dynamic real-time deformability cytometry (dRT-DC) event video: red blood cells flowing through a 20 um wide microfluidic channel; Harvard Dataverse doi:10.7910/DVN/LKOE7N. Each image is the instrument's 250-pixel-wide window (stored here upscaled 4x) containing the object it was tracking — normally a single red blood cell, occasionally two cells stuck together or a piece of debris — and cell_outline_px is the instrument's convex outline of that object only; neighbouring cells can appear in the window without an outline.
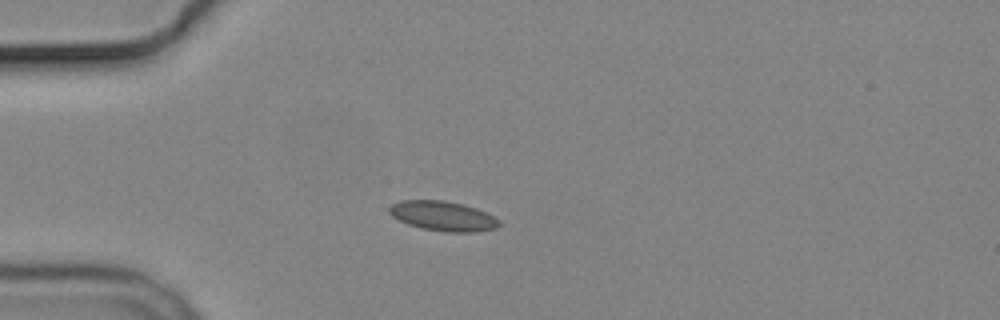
{"species": "common noctule bat (a hibernating species)", "species_latin": "Nyctalus noctula", "temperature_condition": "cold", "stored_images_in_passage": 5, "camera_frame_rate_fps": 3000, "um_per_image_px": 0.085, "animal": {"sex": "male", "body_mass_g": 19.2, "forearm_length_mm": 51.8}, "frame": {"image": 1, "passage_image": 3, "time_ms": 3.333, "image_size_px": [1000, 320], "cell_outline_px": [[500, 224], [496, 228], [476, 232], [448, 232], [424, 228], [408, 224], [392, 216], [388, 212], [388, 208], [392, 204], [400, 200], [444, 200], [464, 204], [476, 208], [500, 220]], "centroid_in_image_um": [37.64, 18.35], "position_along_channel_um": 47.4, "area_um2": 18.96}}
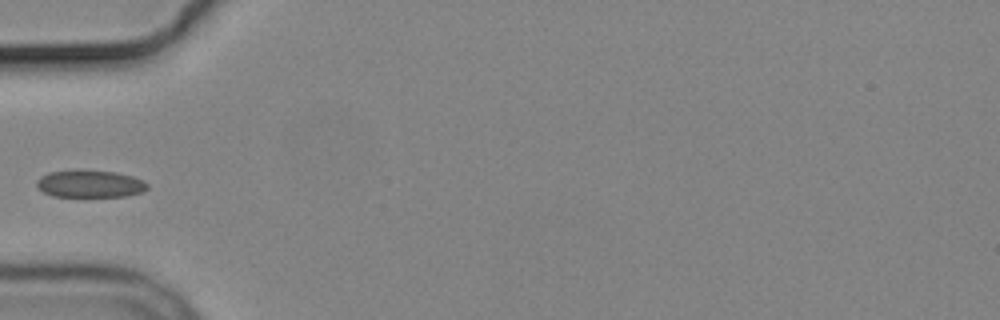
{"frame": {"image": 2, "passage_image": 4, "time_ms": 4.667, "image_size_px": [1000, 320], "cell_outline_px": [[148, 188], [140, 192], [124, 196], [52, 196], [44, 192], [36, 184], [36, 180], [40, 176], [48, 172], [76, 168], [116, 172], [132, 176], [144, 180], [148, 184]], "centroid_in_image_um": [7.62, 15.59], "position_along_channel_um": 77.4, "area_um2": 17.92}}
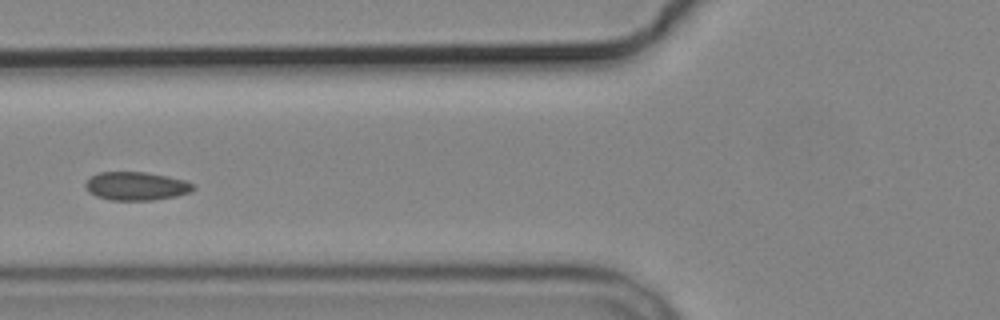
{"frame": {"image": 3, "passage_image": 5, "time_ms": 5.667, "image_size_px": [1000, 320], "cell_outline_px": [[196, 188], [192, 192], [176, 196], [152, 200], [112, 200], [96, 196], [88, 192], [84, 184], [96, 172], [144, 172], [168, 176], [184, 180], [196, 184]], "centroid_in_image_um": [11.61, 15.81], "position_along_channel_um": 114.2, "area_um2": 17.98}}